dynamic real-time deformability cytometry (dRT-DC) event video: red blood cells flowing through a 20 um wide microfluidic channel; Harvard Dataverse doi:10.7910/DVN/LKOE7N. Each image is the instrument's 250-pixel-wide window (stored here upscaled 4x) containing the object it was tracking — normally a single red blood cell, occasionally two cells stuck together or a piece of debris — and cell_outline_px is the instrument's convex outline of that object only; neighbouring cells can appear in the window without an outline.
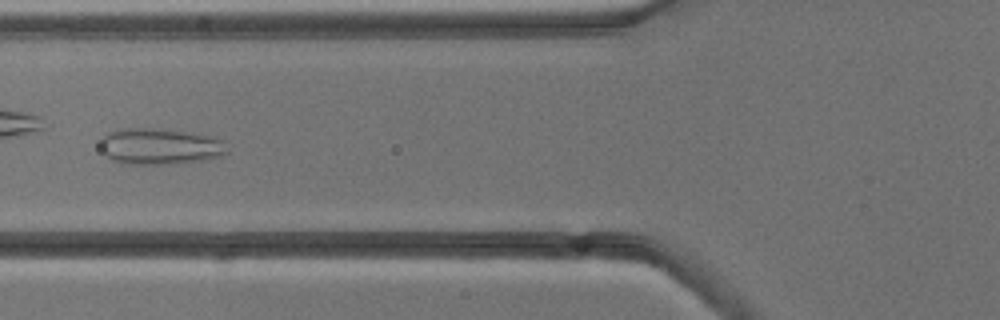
{"species": "common noctule bat (a hibernating species)", "species_latin": "Nyctalus noctula", "temperature_condition": "cold", "stored_images_in_passage": 6, "camera_frame_rate_fps": 3000, "um_per_image_px": 0.085, "animal": {"sex": "male", "body_mass_g": 13.3}, "frame": {"image": 1, "passage_image": 6, "time_ms": 5.667, "image_size_px": [1000, 320], "cell_outline_px": [[228, 152], [204, 160], [180, 164], [120, 164], [104, 156], [100, 144], [104, 136], [108, 132], [128, 128], [148, 128], [192, 132], [228, 140]], "centroid_in_image_um": [13.63, 12.46], "position_along_channel_um": 112.2, "area_um2": 27.17}}